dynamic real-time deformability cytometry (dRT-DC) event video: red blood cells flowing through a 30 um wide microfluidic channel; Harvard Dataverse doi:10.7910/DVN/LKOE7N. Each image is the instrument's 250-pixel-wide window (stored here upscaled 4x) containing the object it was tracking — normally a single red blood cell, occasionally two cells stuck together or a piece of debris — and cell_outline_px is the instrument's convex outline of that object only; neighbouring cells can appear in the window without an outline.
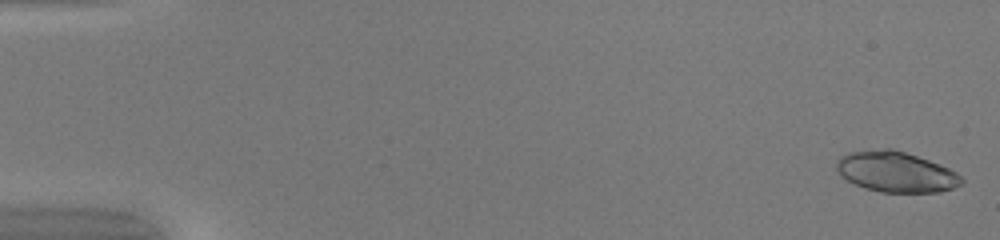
{"species": "common noctule bat (a hibernating species)", "species_latin": "Nyctalus noctula", "temperature_condition": "warm", "stored_images_in_passage": 48, "camera_frame_rate_fps": 3000, "um_per_image_px": 0.085, "animal": {"sex": "female", "body_mass_g": 20.0, "forearm_length_mm": 54.0}, "frame": {"image": 1, "passage_image": 1, "time_ms": 0.0, "image_size_px": [1000, 240], "cell_outline_px": [[964, 180], [960, 184], [952, 188], [940, 192], [880, 192], [864, 188], [840, 176], [836, 168], [836, 160], [840, 156], [848, 152], [884, 148], [892, 148], [940, 164], [956, 172]], "centroid_in_image_um": [76.12, 14.6], "position_along_channel_um": 8.9, "area_um2": 29.48}}
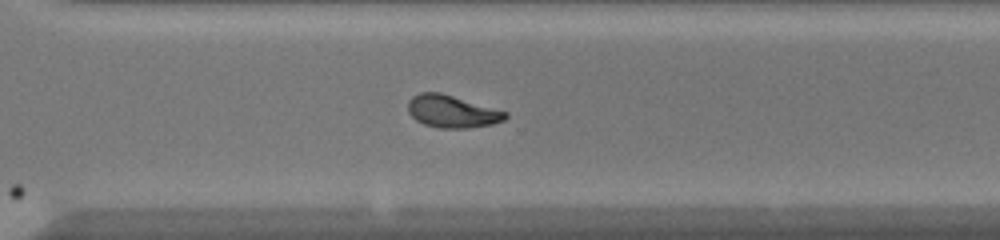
{"frame": {"image": 2, "passage_image": 36, "time_ms": 11.667, "image_size_px": [1000, 240], "cell_outline_px": [[508, 116], [504, 120], [492, 124], [468, 128], [440, 128], [424, 124], [416, 120], [408, 112], [408, 100], [412, 96], [420, 92], [440, 92], [508, 112]], "centroid_in_image_um": [38.41, 9.47], "position_along_channel_um": 332.2, "area_um2": 18.38}}
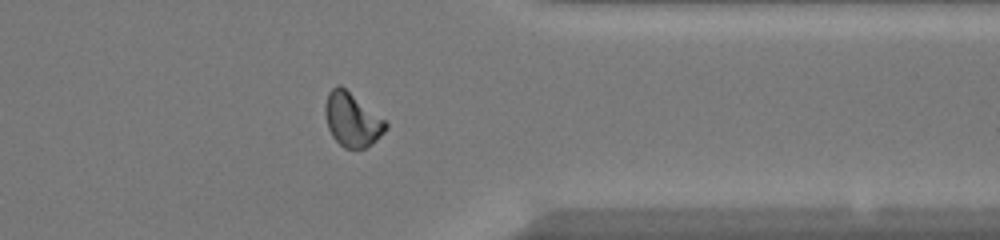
{"frame": {"image": 3, "passage_image": 40, "time_ms": 13.0, "image_size_px": [1000, 240], "cell_outline_px": [[388, 128], [372, 144], [364, 148], [344, 148], [332, 136], [328, 128], [324, 112], [324, 104], [328, 92], [336, 84], [340, 84], [384, 120], [388, 124]], "centroid_in_image_um": [29.89, 10.16], "position_along_channel_um": 381.5, "area_um2": 18.84}}